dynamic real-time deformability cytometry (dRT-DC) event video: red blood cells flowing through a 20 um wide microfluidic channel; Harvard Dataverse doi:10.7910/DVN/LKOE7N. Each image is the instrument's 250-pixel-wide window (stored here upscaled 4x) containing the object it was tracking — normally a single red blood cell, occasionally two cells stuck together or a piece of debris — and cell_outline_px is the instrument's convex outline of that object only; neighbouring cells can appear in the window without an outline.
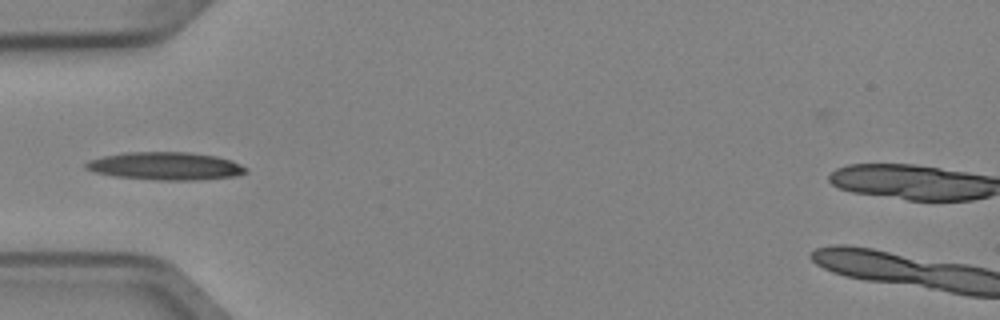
{"species": "Egyptian fruit bat (a non-hibernating species)", "species_latin": "Rousettus aegyptiacus", "temperature_condition": "cold", "stored_images_in_passage": 3, "camera_frame_rate_fps": 3000, "um_per_image_px": 0.085, "animal": {"sex": "female"}, "frame": {"image": 1, "passage_image": 3, "time_ms": 0.667, "image_size_px": [1000, 320], "cell_outline_px": [[248, 172], [232, 176], [196, 180], [156, 180], [112, 176], [92, 172], [84, 168], [84, 164], [88, 160], [104, 156], [124, 152], [188, 152], [216, 156], [232, 160], [240, 164]], "centroid_in_image_um": [13.99, 14.11], "position_along_channel_um": 71.0, "area_um2": 26.01}}